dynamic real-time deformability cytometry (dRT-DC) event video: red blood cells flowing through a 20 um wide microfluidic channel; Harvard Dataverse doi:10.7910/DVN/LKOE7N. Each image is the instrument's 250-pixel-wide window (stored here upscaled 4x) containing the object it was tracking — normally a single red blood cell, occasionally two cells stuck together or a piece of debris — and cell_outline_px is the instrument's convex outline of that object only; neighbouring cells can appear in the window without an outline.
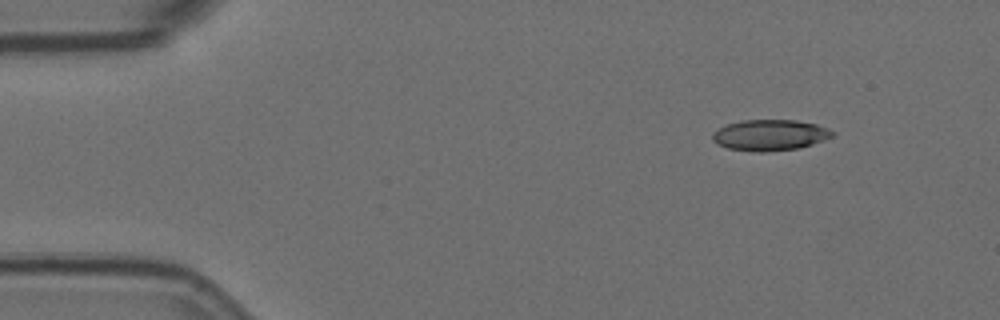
{"species": "Egyptian fruit bat (a non-hibernating species)", "species_latin": "Rousettus aegyptiacus", "temperature_condition": "room temperature", "stored_images_in_passage": 8, "camera_frame_rate_fps": 3000, "um_per_image_px": 0.085, "animal": {"sex": "female"}, "frame": {"image": 1, "passage_image": 1, "time_ms": 0.0, "image_size_px": [1000, 320], "cell_outline_px": [[836, 136], [824, 140], [796, 148], [764, 152], [760, 152], [728, 148], [716, 144], [712, 140], [712, 132], [716, 128], [740, 120], [796, 120], [816, 124], [828, 128], [836, 132]], "centroid_in_image_um": [65.43, 11.47], "position_along_channel_um": 19.6, "area_um2": 21.73}}
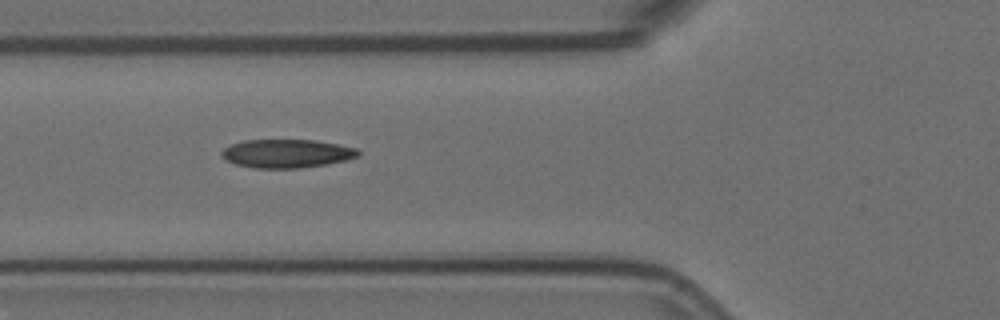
{"frame": {"image": 2, "passage_image": 5, "time_ms": 1.333, "image_size_px": [1000, 320], "cell_outline_px": [[360, 156], [328, 164], [300, 168], [252, 168], [236, 164], [224, 160], [220, 156], [220, 152], [224, 148], [232, 144], [244, 140], [316, 140], [356, 148], [360, 152]], "centroid_in_image_um": [24.34, 13.05], "position_along_channel_um": 101.5, "area_um2": 22.77}}
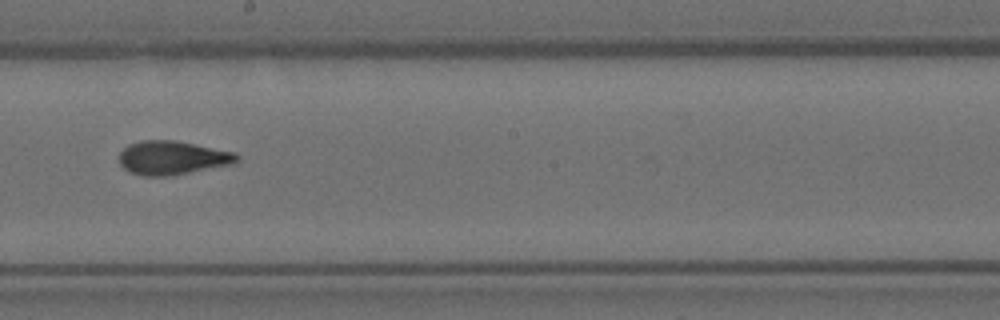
{"frame": {"image": 3, "passage_image": 8, "time_ms": 2.333, "image_size_px": [1000, 320], "cell_outline_px": [[240, 156], [236, 160], [228, 164], [168, 176], [144, 176], [128, 172], [120, 164], [120, 152], [128, 144], [140, 140], [176, 140], [236, 152]], "centroid_in_image_um": [14.59, 13.39], "position_along_channel_um": 233.6, "area_um2": 22.95}}